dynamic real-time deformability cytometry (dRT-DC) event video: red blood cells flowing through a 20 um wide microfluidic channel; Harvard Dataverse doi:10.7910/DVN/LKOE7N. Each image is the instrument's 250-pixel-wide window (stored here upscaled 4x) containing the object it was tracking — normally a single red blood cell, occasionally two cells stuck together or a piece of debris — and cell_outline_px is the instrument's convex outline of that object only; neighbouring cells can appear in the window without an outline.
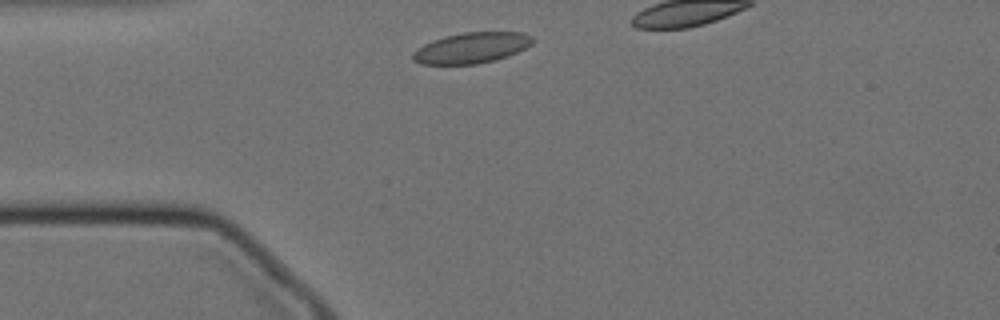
{"species": "Egyptian fruit bat (a non-hibernating species)", "species_latin": "Rousettus aegyptiacus", "temperature_condition": "cold", "stored_images_in_passage": 22, "camera_frame_rate_fps": 3000, "um_per_image_px": 0.085, "animal": {"sex": "female"}, "frame": {"image": 1, "passage_image": 3, "time_ms": 0.667, "image_size_px": [1000, 320], "cell_outline_px": [[536, 40], [532, 44], [508, 56], [496, 60], [476, 64], [420, 64], [412, 60], [412, 52], [416, 48], [432, 40], [444, 36], [464, 32], [524, 32], [532, 36]], "centroid_in_image_um": [40.07, 4.06], "position_along_channel_um": 44.9, "area_um2": 21.68}}
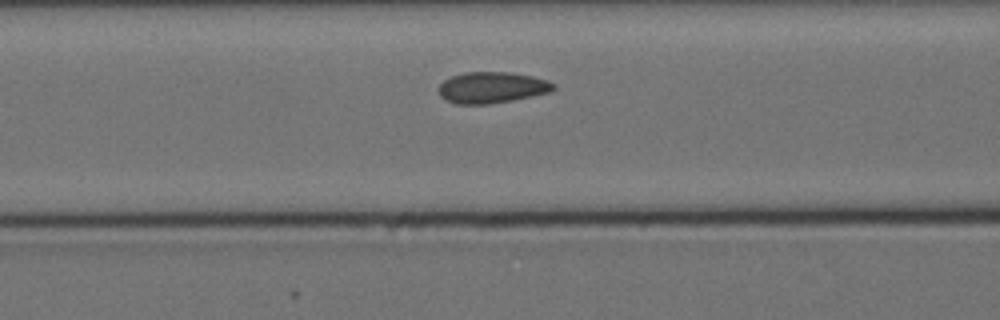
{"frame": {"image": 2, "passage_image": 11, "time_ms": 3.333, "image_size_px": [1000, 320], "cell_outline_px": [[556, 88], [548, 92], [512, 100], [488, 104], [456, 104], [444, 100], [440, 96], [440, 84], [444, 80], [452, 76], [464, 72], [512, 72], [532, 76], [548, 80], [556, 84]], "centroid_in_image_um": [41.81, 7.43], "position_along_channel_um": 124.8, "area_um2": 20.87}}
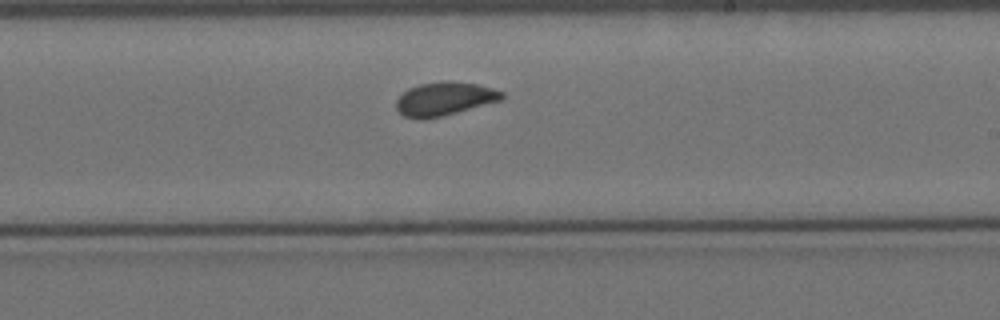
{"frame": {"image": 3, "passage_image": 22, "time_ms": 7.0, "image_size_px": [1000, 320], "cell_outline_px": [[504, 100], [444, 116], [424, 120], [416, 120], [404, 116], [396, 108], [396, 100], [408, 88], [420, 84], [444, 80], [452, 80], [476, 84], [492, 88], [504, 92]], "centroid_in_image_um": [37.8, 8.41], "position_along_channel_um": 251.2, "area_um2": 21.1}}